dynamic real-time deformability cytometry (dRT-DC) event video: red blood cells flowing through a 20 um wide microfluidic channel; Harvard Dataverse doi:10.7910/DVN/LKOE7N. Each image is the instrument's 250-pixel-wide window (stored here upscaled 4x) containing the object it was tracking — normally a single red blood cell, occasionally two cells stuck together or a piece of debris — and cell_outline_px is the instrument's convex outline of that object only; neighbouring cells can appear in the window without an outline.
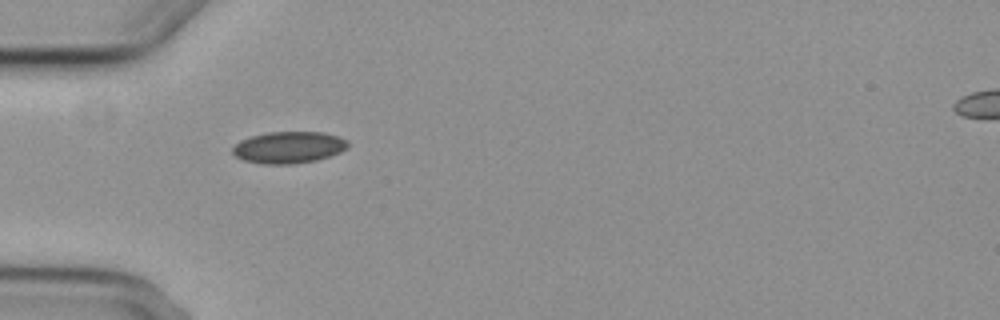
{"species": "common noctule bat (a hibernating species)", "species_latin": "Nyctalus noctula", "temperature_condition": "cold", "stored_images_in_passage": 5, "camera_frame_rate_fps": 3000, "um_per_image_px": 0.085, "animal": {"sex": "female", "body_mass_g": 29.2, "forearm_length_mm": 56.3}, "frame": {"image": 1, "passage_image": 4, "time_ms": 3.667, "image_size_px": [1000, 320], "cell_outline_px": [[348, 148], [340, 152], [316, 160], [292, 164], [260, 164], [244, 160], [236, 156], [232, 152], [232, 148], [240, 140], [252, 136], [268, 132], [324, 132], [340, 136], [348, 140]], "centroid_in_image_um": [24.56, 12.52], "position_along_channel_um": 60.4, "area_um2": 21.39}}
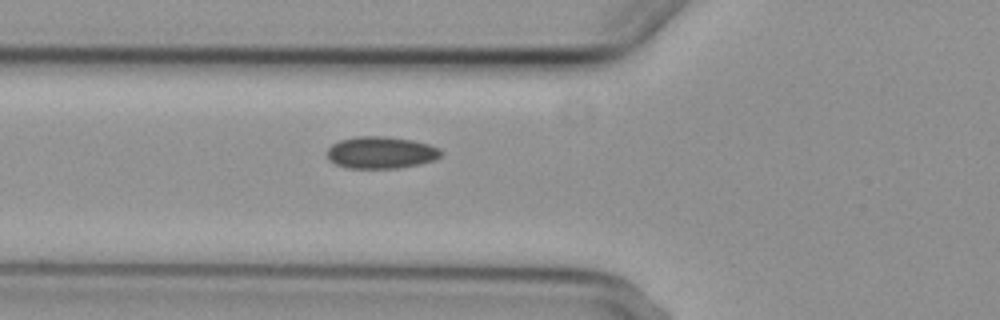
{"frame": {"image": 2, "passage_image": 5, "time_ms": 4.667, "image_size_px": [1000, 320], "cell_outline_px": [[444, 152], [436, 160], [420, 164], [400, 168], [348, 168], [336, 164], [328, 160], [328, 148], [332, 144], [340, 140], [356, 136], [384, 136], [412, 140], [428, 144], [440, 148]], "centroid_in_image_um": [32.41, 12.97], "position_along_channel_um": 93.4, "area_um2": 21.39}}